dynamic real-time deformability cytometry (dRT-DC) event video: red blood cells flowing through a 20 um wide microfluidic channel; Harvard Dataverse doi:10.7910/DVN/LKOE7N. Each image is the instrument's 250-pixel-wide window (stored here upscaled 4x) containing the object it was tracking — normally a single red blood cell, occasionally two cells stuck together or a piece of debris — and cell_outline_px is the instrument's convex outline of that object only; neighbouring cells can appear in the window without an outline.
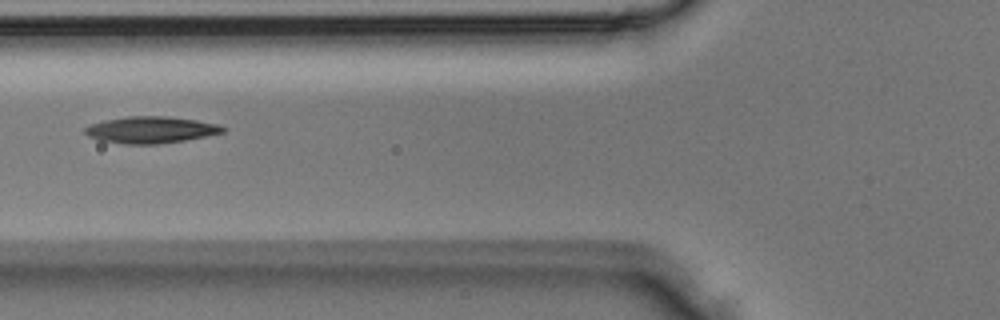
{"species": "Egyptian fruit bat (a non-hibernating species)", "species_latin": "Rousettus aegyptiacus", "temperature_condition": "room temperature", "stored_images_in_passage": 4, "camera_frame_rate_fps": 3000, "um_per_image_px": 0.085, "animal": {"sex": "male"}, "frame": {"image": 1, "passage_image": 4, "time_ms": 1.0, "image_size_px": [1000, 320], "cell_outline_px": [[228, 128], [224, 132], [184, 140], [156, 144], [124, 144], [100, 140], [88, 136], [84, 132], [84, 128], [92, 124], [104, 120], [128, 116], [168, 116], [196, 120], [220, 124]], "centroid_in_image_um": [12.83, 11.03], "position_along_channel_um": 113.0, "area_um2": 21.39}}